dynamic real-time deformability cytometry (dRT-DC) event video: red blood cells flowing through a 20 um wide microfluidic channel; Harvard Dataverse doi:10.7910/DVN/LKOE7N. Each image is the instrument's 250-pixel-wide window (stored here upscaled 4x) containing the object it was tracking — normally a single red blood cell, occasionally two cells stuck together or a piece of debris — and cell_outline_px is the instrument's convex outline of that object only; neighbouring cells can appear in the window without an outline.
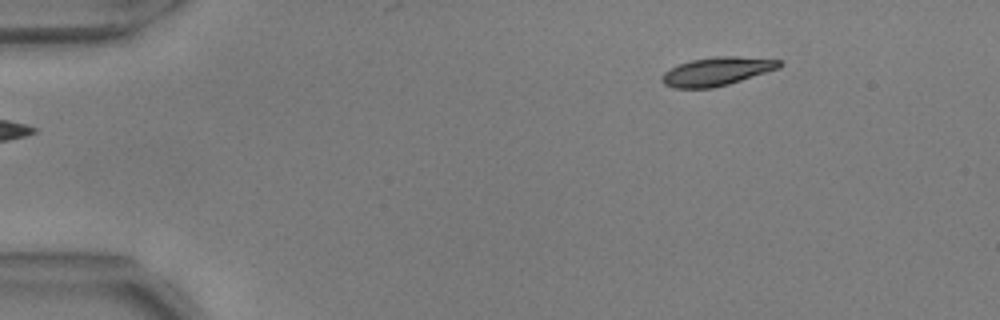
{"species": "common noctule bat (a hibernating species)", "species_latin": "Nyctalus noctula", "temperature_condition": "warm", "stored_images_in_passage": 48, "camera_frame_rate_fps": 3000, "um_per_image_px": 0.085, "animal": {"sex": "male", "body_mass_g": 17.9, "forearm_length_mm": 54.2}, "frame": {"image": 1, "passage_image": 1, "time_ms": 0.0, "image_size_px": [1000, 320], "cell_outline_px": [[784, 64], [780, 68], [728, 84], [712, 88], [672, 88], [664, 84], [660, 80], [660, 76], [664, 72], [680, 64], [692, 60], [716, 56], [736, 56], [784, 60]], "centroid_in_image_um": [60.96, 6.07], "position_along_channel_um": 24.0, "area_um2": 19.54}}
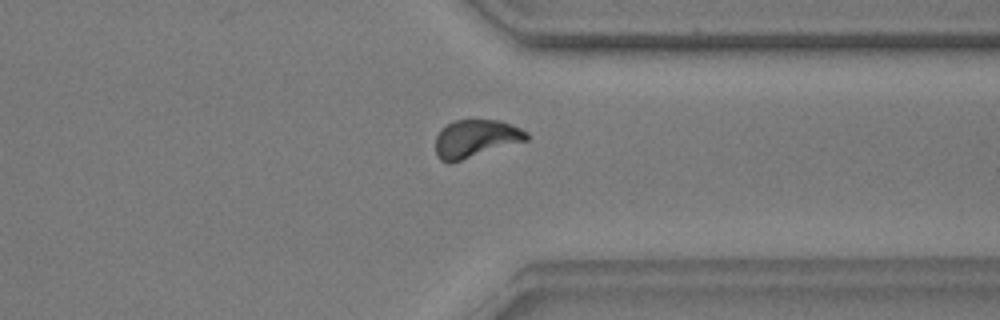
{"frame": {"image": 2, "passage_image": 36, "time_ms": 11.667, "image_size_px": [1000, 320], "cell_outline_px": [[528, 140], [448, 164], [440, 160], [436, 156], [436, 136], [440, 128], [456, 120], [500, 120], [520, 128], [528, 132]], "centroid_in_image_um": [40.41, 11.78], "position_along_channel_um": 371.0, "area_um2": 20.06}}
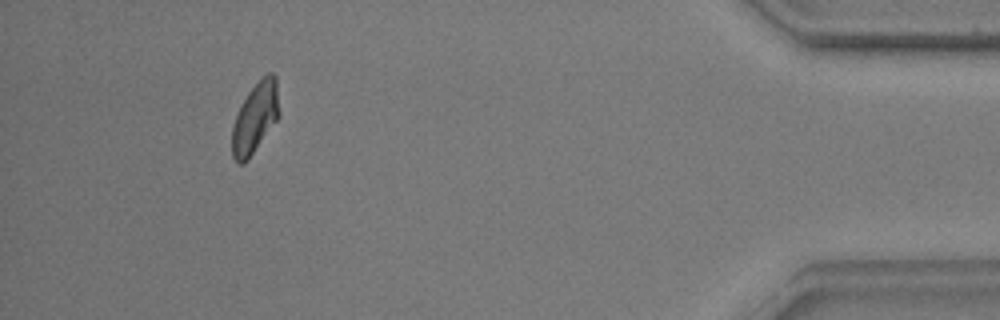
{"frame": {"image": 3, "passage_image": 44, "time_ms": 14.333, "image_size_px": [1000, 320], "cell_outline_px": [[280, 116], [248, 160], [244, 164], [240, 164], [232, 156], [232, 128], [236, 116], [248, 92], [268, 72], [272, 72], [276, 76], [280, 112]], "centroid_in_image_um": [21.71, 10.03], "position_along_channel_um": 413.5, "area_um2": 19.25}, "authors_computed_cell_mechanics": {"area_um2": 20.0855, "velocity_mm_per_s": 3.6873, "shape_relaxation_time_tau1_ms": 3.2532, "shape_relaxation_time_tau2_ms": 2.6364, "deformation_change_tau1": 0.155, "deformation_change_tau2": 0.064}}